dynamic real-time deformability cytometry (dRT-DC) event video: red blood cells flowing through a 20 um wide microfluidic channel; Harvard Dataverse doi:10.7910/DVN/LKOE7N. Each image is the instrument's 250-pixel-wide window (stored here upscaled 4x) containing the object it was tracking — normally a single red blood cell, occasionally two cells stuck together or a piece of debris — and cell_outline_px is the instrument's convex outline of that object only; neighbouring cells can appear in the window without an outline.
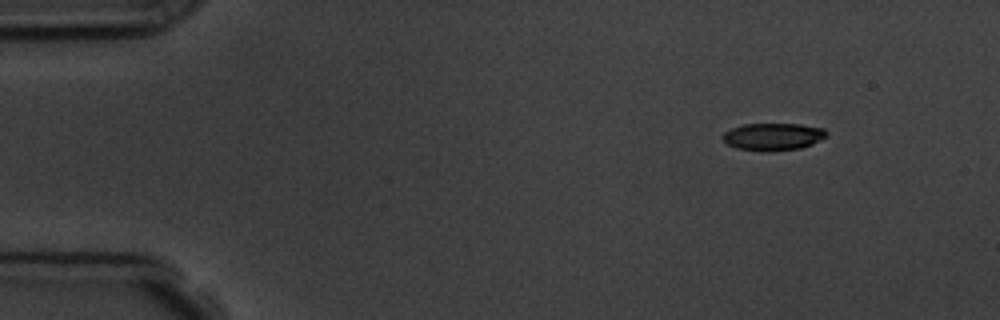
{"species": "common noctule bat (a hibernating species)", "species_latin": "Nyctalus noctula", "temperature_condition": "room temperature", "stored_images_in_passage": 6, "camera_frame_rate_fps": 3000, "um_per_image_px": 0.085, "animal": {"sex": "male", "body_mass_g": 19.5, "forearm_length_mm": 54.6}, "frame": {"image": 1, "passage_image": 1, "time_ms": 0.0, "image_size_px": [1000, 320], "cell_outline_px": [[828, 136], [812, 144], [800, 148], [772, 152], [768, 152], [736, 148], [728, 144], [720, 136], [724, 132], [732, 128], [744, 124], [800, 124], [824, 128], [828, 132]], "centroid_in_image_um": [65.73, 11.62], "position_along_channel_um": 19.3, "area_um2": 16.7}}
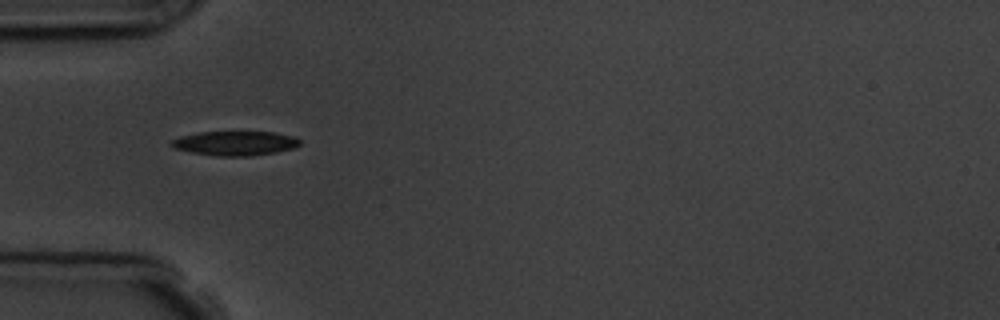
{"frame": {"image": 2, "passage_image": 4, "time_ms": 3.667, "image_size_px": [1000, 320], "cell_outline_px": [[300, 144], [292, 148], [276, 152], [248, 156], [220, 156], [192, 152], [176, 148], [168, 144], [172, 140], [180, 136], [200, 132], [276, 132], [296, 136], [300, 140]], "centroid_in_image_um": [20.01, 12.16], "position_along_channel_um": 65.0, "area_um2": 18.15}}
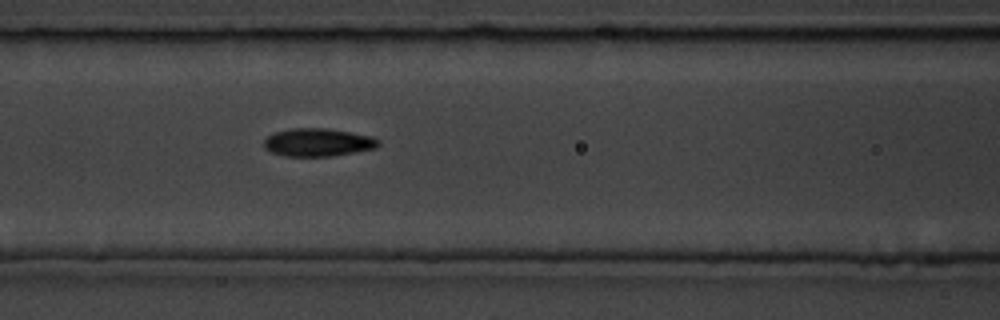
{"frame": {"image": 3, "passage_image": 6, "time_ms": 5.667, "image_size_px": [1000, 320], "cell_outline_px": [[380, 144], [376, 148], [356, 152], [332, 156], [284, 156], [272, 152], [264, 148], [264, 140], [268, 136], [276, 132], [292, 128], [328, 128], [372, 136], [380, 140]], "centroid_in_image_um": [27.05, 12.1], "position_along_channel_um": 139.6, "area_um2": 18.73}}